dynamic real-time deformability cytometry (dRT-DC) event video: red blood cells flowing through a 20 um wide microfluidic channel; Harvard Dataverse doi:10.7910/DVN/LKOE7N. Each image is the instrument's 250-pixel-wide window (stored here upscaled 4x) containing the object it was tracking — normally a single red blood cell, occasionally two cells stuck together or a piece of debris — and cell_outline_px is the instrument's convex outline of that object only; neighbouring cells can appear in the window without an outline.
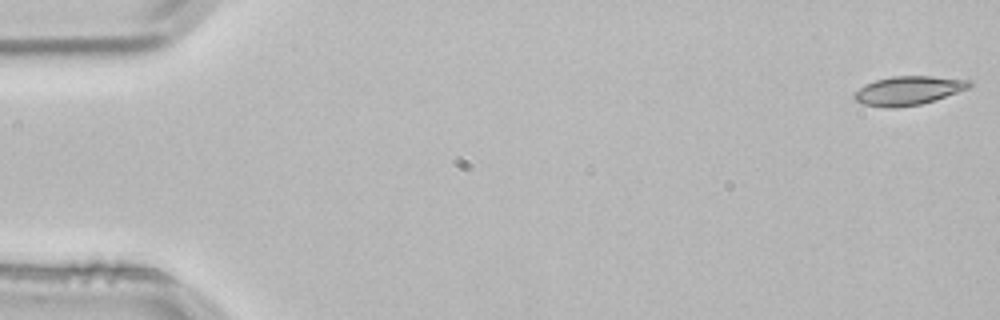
{"species": "common noctule bat (a hibernating species)", "species_latin": "Nyctalus noctula", "temperature_condition": "room temperature", "stored_images_in_passage": 4, "segment_of_instrument_passage": [2, 2], "camera_frame_rate_fps": 3000, "um_per_image_px": 0.085, "animal": {"sex": "male", "body_mass_g": 21.5, "forearm_length_mm": 52.0}, "frame": {"image": 1, "passage_image": 4, "time_ms": 1.0, "image_size_px": [1000, 320], "cell_outline_px": [[972, 84], [968, 88], [920, 104], [896, 108], [884, 108], [864, 104], [856, 100], [852, 96], [864, 84], [876, 80], [892, 76], [932, 76], [972, 80]], "centroid_in_image_um": [77.18, 7.69], "position_along_channel_um": 7.8, "area_um2": 19.13}}